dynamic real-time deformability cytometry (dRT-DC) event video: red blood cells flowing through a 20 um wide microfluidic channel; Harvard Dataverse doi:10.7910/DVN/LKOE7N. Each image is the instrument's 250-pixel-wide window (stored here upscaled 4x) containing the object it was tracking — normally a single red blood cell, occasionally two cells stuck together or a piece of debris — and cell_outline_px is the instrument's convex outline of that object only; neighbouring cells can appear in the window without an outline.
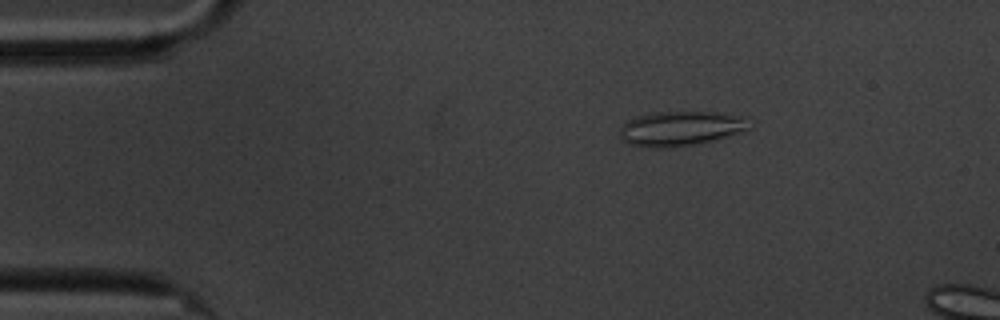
{"species": "common noctule bat (a hibernating species)", "species_latin": "Nyctalus noctula", "temperature_condition": "cold", "stored_images_in_passage": 15, "camera_frame_rate_fps": 3000, "um_per_image_px": 0.085, "animal": {"sex": "male", "body_mass_g": 20.1, "forearm_length_mm": 53.5}, "frame": {"image": 1, "passage_image": 9, "time_ms": 2.667, "image_size_px": [1000, 320], "cell_outline_px": [[748, 128], [740, 132], [712, 140], [692, 144], [664, 148], [652, 148], [628, 144], [620, 136], [620, 128], [628, 120], [636, 116], [656, 112], [716, 112], [740, 116]], "centroid_in_image_um": [57.74, 10.92], "position_along_channel_um": 27.3, "area_um2": 25.49}}